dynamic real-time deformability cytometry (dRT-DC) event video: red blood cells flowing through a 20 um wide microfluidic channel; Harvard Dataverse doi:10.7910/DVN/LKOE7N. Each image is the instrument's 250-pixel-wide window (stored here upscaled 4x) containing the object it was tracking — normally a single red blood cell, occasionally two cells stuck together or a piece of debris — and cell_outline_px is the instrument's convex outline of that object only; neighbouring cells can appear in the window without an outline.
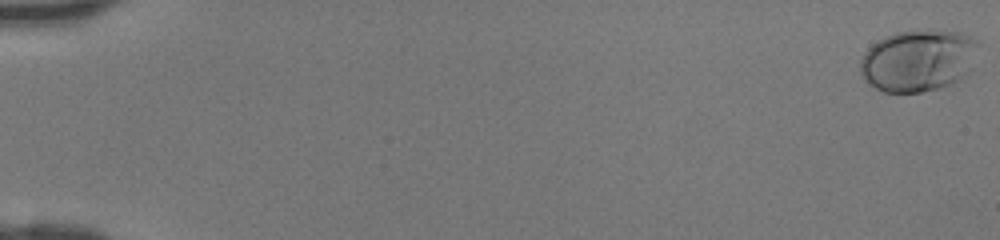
{"species": "human", "species_latin": "Homo sapiens", "temperature_condition": "room temperature", "stored_images_in_passage": 47, "camera_frame_rate_fps": 3000, "um_per_image_px": 0.085, "donor": {"sex": "female"}, "frame": {"image": 1, "passage_image": 1, "time_ms": 0.0, "image_size_px": [1000, 240], "cell_outline_px": [[980, 44], [972, 68], [964, 76], [940, 88], [920, 92], [884, 92], [868, 84], [864, 80], [860, 72], [860, 60], [864, 52], [872, 44], [896, 32], [960, 32], [980, 40]], "centroid_in_image_um": [78.05, 5.17], "position_along_channel_um": 6.9, "area_um2": 42.31}}
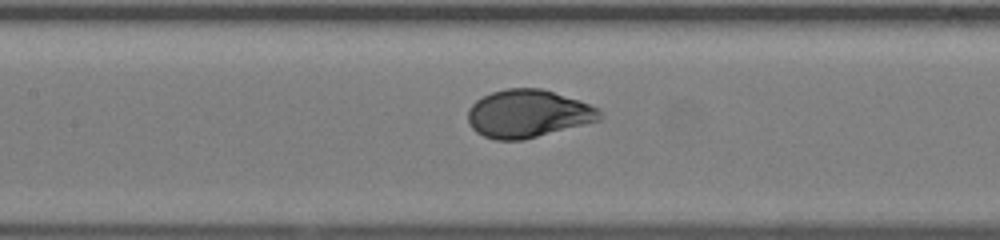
{"frame": {"image": 2, "passage_image": 24, "time_ms": 7.667, "image_size_px": [1000, 240], "cell_outline_px": [[604, 116], [600, 120], [524, 140], [496, 140], [484, 136], [476, 132], [472, 128], [468, 120], [468, 108], [476, 100], [492, 92], [508, 88], [540, 88], [580, 100], [600, 108]], "centroid_in_image_um": [44.9, 9.66], "position_along_channel_um": 162.5, "area_um2": 36.88}}
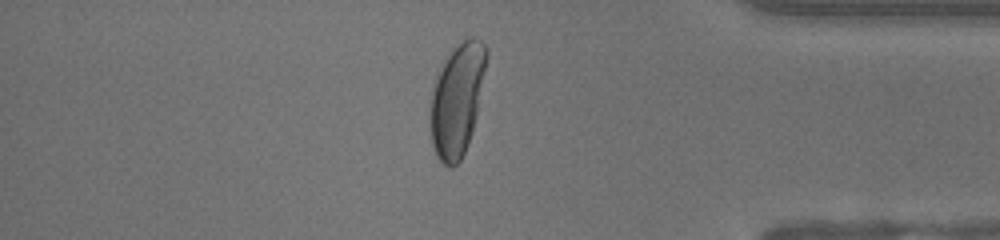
{"frame": {"image": 3, "passage_image": 41, "time_ms": 13.333, "image_size_px": [1000, 240], "cell_outline_px": [[488, 56], [472, 132], [468, 144], [460, 160], [452, 168], [448, 168], [436, 156], [432, 148], [428, 120], [428, 104], [432, 84], [444, 60], [452, 48], [464, 40], [472, 36], [480, 40], [484, 44], [488, 52]], "centroid_in_image_um": [38.79, 8.49], "position_along_channel_um": 396.4, "area_um2": 37.4}}